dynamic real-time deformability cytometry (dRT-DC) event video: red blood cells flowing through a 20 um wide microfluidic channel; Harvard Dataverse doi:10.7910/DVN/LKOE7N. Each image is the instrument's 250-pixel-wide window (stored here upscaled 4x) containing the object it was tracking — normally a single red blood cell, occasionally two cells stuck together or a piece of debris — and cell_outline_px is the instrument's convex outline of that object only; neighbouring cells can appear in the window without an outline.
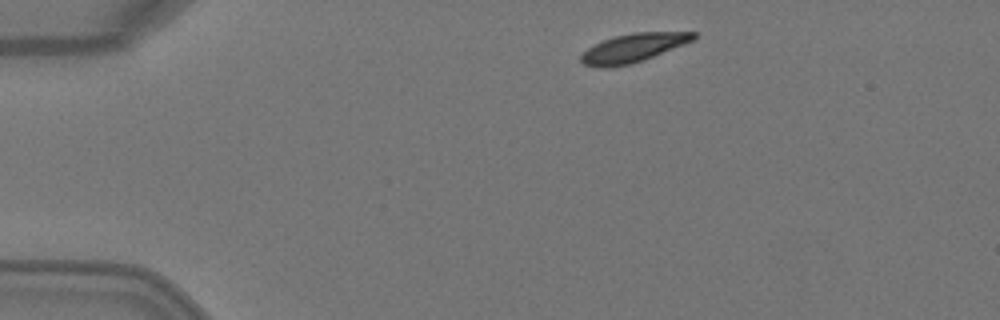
{"species": "Egyptian fruit bat (a non-hibernating species)", "species_latin": "Rousettus aegyptiacus", "temperature_condition": "warm", "stored_images_in_passage": 2, "camera_frame_rate_fps": 3000, "um_per_image_px": 0.085, "animal": {"sex": "female"}, "frame": {"image": 1, "passage_image": 1, "time_ms": 0.0, "image_size_px": [1000, 320], "cell_outline_px": [[696, 36], [692, 40], [684, 44], [644, 60], [632, 64], [584, 64], [580, 60], [580, 56], [588, 48], [604, 40], [616, 36], [632, 32], [696, 32]], "centroid_in_image_um": [53.91, 4.02], "position_along_channel_um": 31.1, "area_um2": 17.8}}